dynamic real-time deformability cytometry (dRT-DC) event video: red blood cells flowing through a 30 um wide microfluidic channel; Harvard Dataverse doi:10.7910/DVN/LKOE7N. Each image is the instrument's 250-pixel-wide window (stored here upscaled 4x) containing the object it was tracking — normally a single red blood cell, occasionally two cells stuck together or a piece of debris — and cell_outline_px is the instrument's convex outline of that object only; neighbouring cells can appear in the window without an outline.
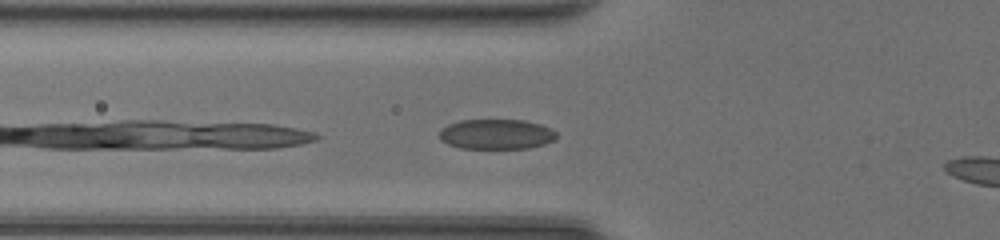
{"species": "common noctule bat (a hibernating species)", "species_latin": "Nyctalus noctula", "temperature_condition": "room temperature", "stored_images_in_passage": 28, "camera_frame_rate_fps": 3000, "um_per_image_px": 0.085, "animal": {"sex": "female", "body_mass_g": 20.0, "forearm_length_mm": 54.0}, "frame": {"image": 1, "passage_image": 3, "time_ms": 0.667, "image_size_px": [1000, 240], "cell_outline_px": [[556, 140], [544, 144], [528, 148], [460, 148], [448, 144], [440, 140], [440, 128], [448, 124], [460, 120], [524, 120], [540, 124], [556, 132]], "centroid_in_image_um": [42.17, 11.4], "position_along_channel_um": 83.6, "area_um2": 20.52}}
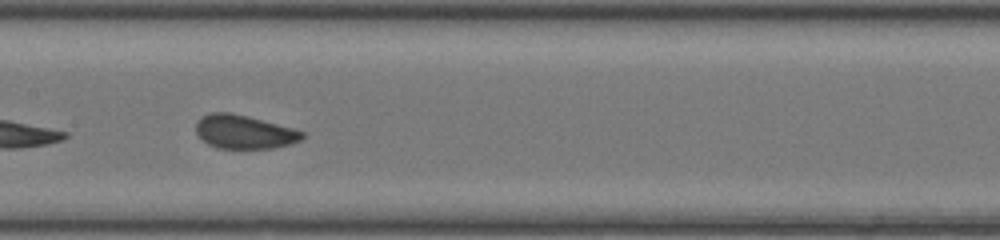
{"frame": {"image": 2, "passage_image": 10, "time_ms": 3.0, "image_size_px": [1000, 240], "cell_outline_px": [[304, 136], [300, 140], [288, 144], [272, 148], [216, 148], [208, 144], [196, 132], [196, 120], [200, 116], [212, 112], [232, 112], [248, 116], [292, 128], [304, 132]], "centroid_in_image_um": [20.71, 11.19], "position_along_channel_um": 186.7, "area_um2": 20.75}}
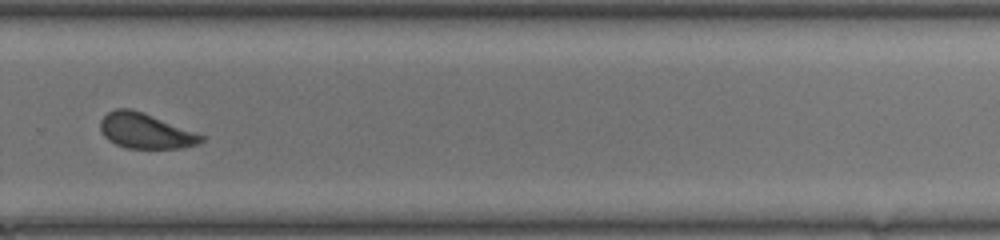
{"frame": {"image": 3, "passage_image": 19, "time_ms": 6.0, "image_size_px": [1000, 240], "cell_outline_px": [[204, 140], [200, 144], [180, 148], [124, 148], [108, 140], [104, 136], [100, 128], [100, 120], [108, 112], [116, 108], [132, 108], [204, 136]], "centroid_in_image_um": [12.33, 11.13], "position_along_channel_um": 317.5, "area_um2": 20.52}}